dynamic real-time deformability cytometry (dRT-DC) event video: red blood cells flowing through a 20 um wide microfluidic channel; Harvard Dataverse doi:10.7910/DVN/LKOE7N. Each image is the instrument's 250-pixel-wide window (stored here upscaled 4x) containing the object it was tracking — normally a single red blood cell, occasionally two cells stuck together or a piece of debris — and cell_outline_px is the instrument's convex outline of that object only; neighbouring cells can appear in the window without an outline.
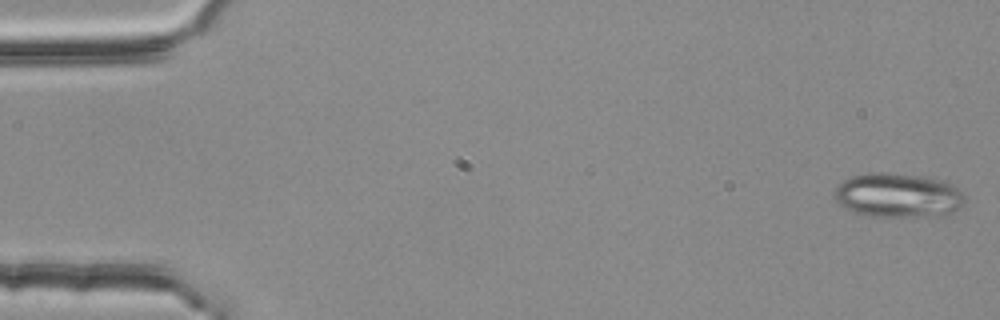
{"species": "common noctule bat (a hibernating species)", "species_latin": "Nyctalus noctula", "temperature_condition": "room temperature", "stored_images_in_passage": 54, "camera_frame_rate_fps": 3000, "um_per_image_px": 0.085, "animal": {"sex": "female", "body_mass_g": 25.1}, "frame": {"image": 1, "passage_image": 1, "time_ms": 0.0, "image_size_px": [1000, 320], "cell_outline_px": [[964, 204], [960, 208], [952, 212], [916, 216], [868, 216], [852, 212], [844, 208], [836, 200], [836, 188], [844, 180], [852, 176], [872, 172], [880, 172], [928, 176], [944, 180], [956, 188], [964, 196]], "centroid_in_image_um": [76.31, 16.58], "position_along_channel_um": 8.7, "area_um2": 33.35}}
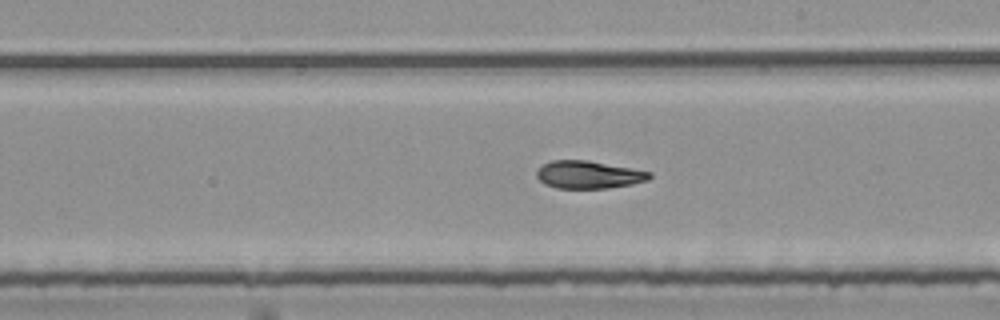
{"frame": {"image": 2, "passage_image": 31, "time_ms": 10.0, "image_size_px": [1000, 320], "cell_outline_px": [[652, 176], [648, 180], [632, 184], [608, 188], [556, 188], [544, 184], [536, 176], [536, 172], [540, 164], [552, 160], [588, 160], [652, 172]], "centroid_in_image_um": [50.0, 14.84], "position_along_channel_um": 239.0, "area_um2": 18.32}}
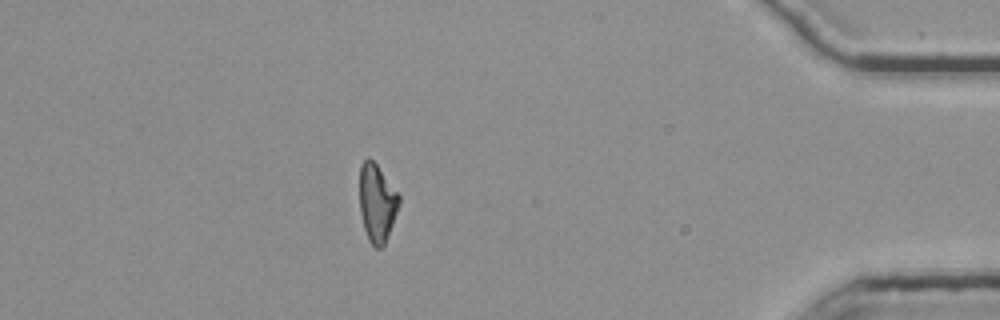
{"frame": {"image": 3, "passage_image": 48, "time_ms": 15.667, "image_size_px": [1000, 320], "cell_outline_px": [[400, 204], [384, 244], [380, 248], [376, 248], [368, 240], [364, 228], [360, 212], [360, 164], [368, 156], [376, 164], [400, 196]], "centroid_in_image_um": [32.03, 17.24], "position_along_channel_um": 403.2, "area_um2": 17.69}, "authors_computed_cell_mechanics": {"area_um2": 18.9006, "velocity_mm_per_s": 3.7507, "shape_relaxation_time_tau1_ms": null, "shape_relaxation_time_tau2_ms": 4.8823, "deformation_change_tau1": null, "deformation_change_tau2": 0.1197}}